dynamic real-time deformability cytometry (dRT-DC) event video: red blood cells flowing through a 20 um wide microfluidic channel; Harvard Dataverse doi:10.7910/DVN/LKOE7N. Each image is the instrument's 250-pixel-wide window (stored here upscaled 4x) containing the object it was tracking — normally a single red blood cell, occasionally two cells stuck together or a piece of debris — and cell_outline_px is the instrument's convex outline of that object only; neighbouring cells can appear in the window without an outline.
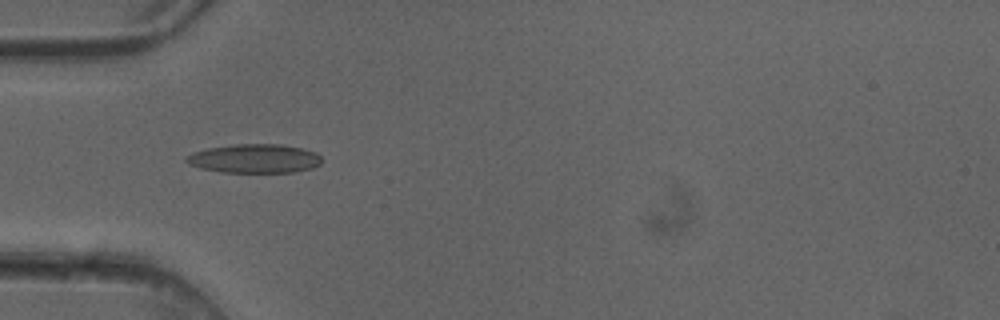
{"species": "common noctule bat (a hibernating species)", "species_latin": "Nyctalus noctula", "temperature_condition": "cold", "stored_images_in_passage": 6, "camera_frame_rate_fps": 3000, "um_per_image_px": 0.085, "animal": {"sex": "female"}, "frame": {"image": 1, "passage_image": 3, "time_ms": 0.667, "image_size_px": [1000, 320], "cell_outline_px": [[320, 164], [312, 168], [292, 172], [220, 172], [200, 168], [188, 164], [184, 160], [184, 156], [192, 152], [208, 148], [232, 144], [280, 144], [300, 148], [316, 152], [320, 156]], "centroid_in_image_um": [21.57, 13.47], "position_along_channel_um": 63.4, "area_um2": 22.89}}
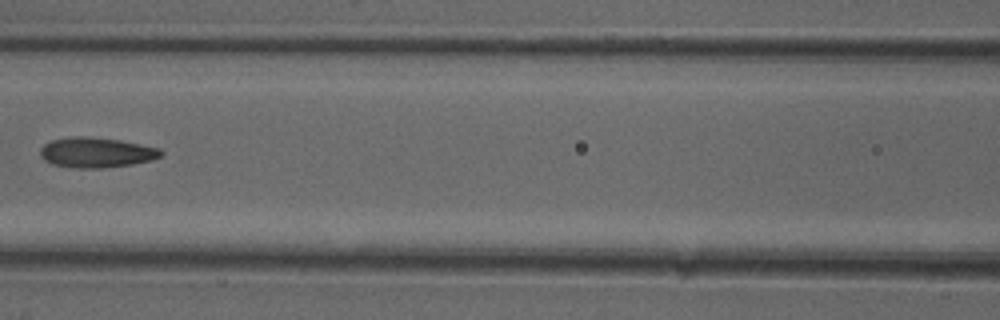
{"frame": {"image": 2, "passage_image": 5, "time_ms": 1.333, "image_size_px": [1000, 320], "cell_outline_px": [[164, 152], [160, 156], [152, 160], [132, 164], [100, 168], [76, 168], [52, 164], [44, 160], [40, 156], [40, 148], [44, 144], [52, 140], [68, 136], [84, 136], [120, 140], [160, 148]], "centroid_in_image_um": [8.17, 12.95], "position_along_channel_um": 158.4, "area_um2": 21.27}}
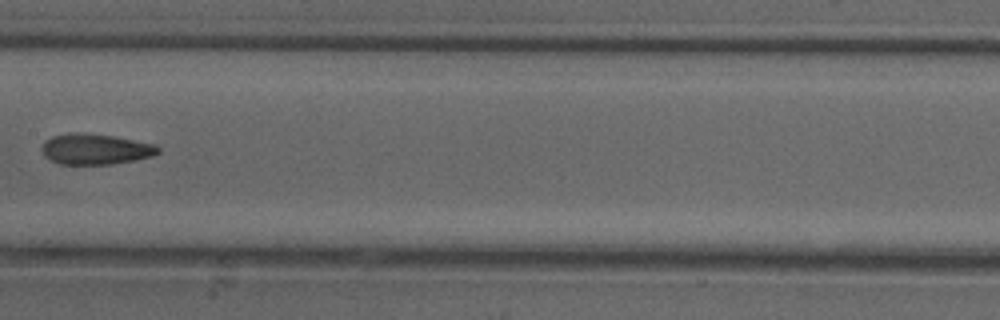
{"frame": {"image": 3, "passage_image": 6, "time_ms": 1.667, "image_size_px": [1000, 320], "cell_outline_px": [[160, 152], [152, 156], [112, 164], [60, 164], [44, 156], [40, 148], [44, 140], [52, 136], [112, 136], [156, 144], [160, 148]], "centroid_in_image_um": [8.14, 12.73], "position_along_channel_um": 199.3, "area_um2": 19.83}}